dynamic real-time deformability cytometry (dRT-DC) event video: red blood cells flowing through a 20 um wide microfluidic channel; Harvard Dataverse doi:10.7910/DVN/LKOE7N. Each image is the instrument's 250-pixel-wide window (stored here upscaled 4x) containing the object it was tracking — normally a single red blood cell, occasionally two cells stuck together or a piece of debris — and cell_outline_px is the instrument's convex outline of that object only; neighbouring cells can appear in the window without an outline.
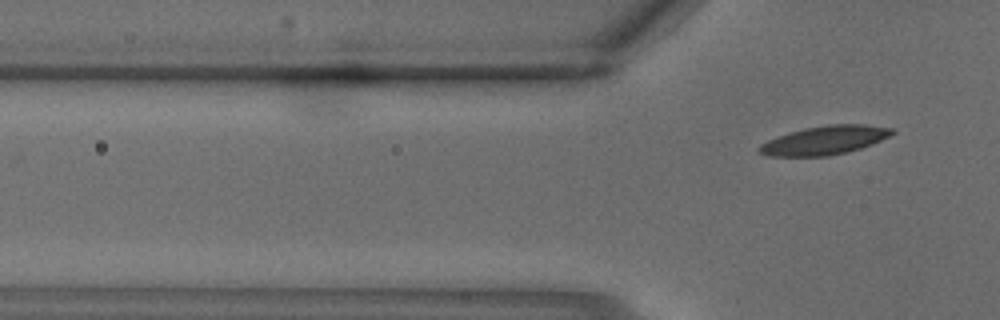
{"species": "common noctule bat (a hibernating species)", "species_latin": "Nyctalus noctula", "temperature_condition": "warm", "stored_images_in_passage": 3, "camera_frame_rate_fps": 3000, "um_per_image_px": 0.085, "animal": {"sex": "male", "body_mass_g": 18.8}, "frame": {"image": 1, "passage_image": 3, "time_ms": 0.667, "image_size_px": [1000, 320], "cell_outline_px": [[896, 132], [872, 144], [860, 148], [828, 156], [768, 156], [756, 152], [756, 148], [760, 144], [776, 136], [788, 132], [804, 128], [828, 124], [864, 124], [892, 128]], "centroid_in_image_um": [70.03, 11.92], "position_along_channel_um": 55.8, "area_um2": 22.31}}